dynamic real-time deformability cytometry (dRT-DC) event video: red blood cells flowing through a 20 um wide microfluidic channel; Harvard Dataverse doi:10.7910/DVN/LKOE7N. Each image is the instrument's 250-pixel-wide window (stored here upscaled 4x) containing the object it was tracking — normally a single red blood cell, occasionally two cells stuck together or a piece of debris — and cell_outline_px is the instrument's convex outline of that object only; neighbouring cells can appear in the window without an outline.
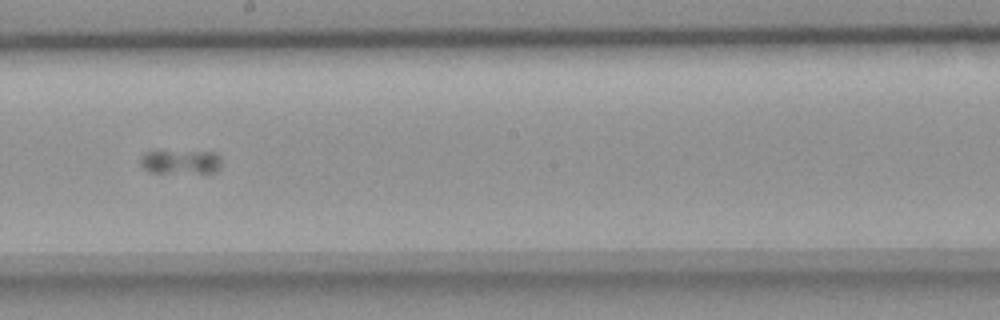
{"species": "common noctule bat (a hibernating species)", "species_latin": "Nyctalus noctula", "temperature_condition": "room temperature", "stored_images_in_passage": 44, "segment_of_instrument_passage": [2, 2], "camera_frame_rate_fps": 3000, "um_per_image_px": 0.085, "animal": {"sex": "female", "body_mass_g": 18.4}, "frame": {"image": 1, "passage_image": 21, "time_ms": 6.667, "image_size_px": [1000, 320], "cell_outline_px": [[220, 168], [216, 172], [148, 172], [140, 164], [140, 156], [144, 152], [216, 152], [220, 156]], "centroid_in_image_um": [15.35, 13.76], "position_along_channel_um": 232.9, "area_um2": 11.16}}
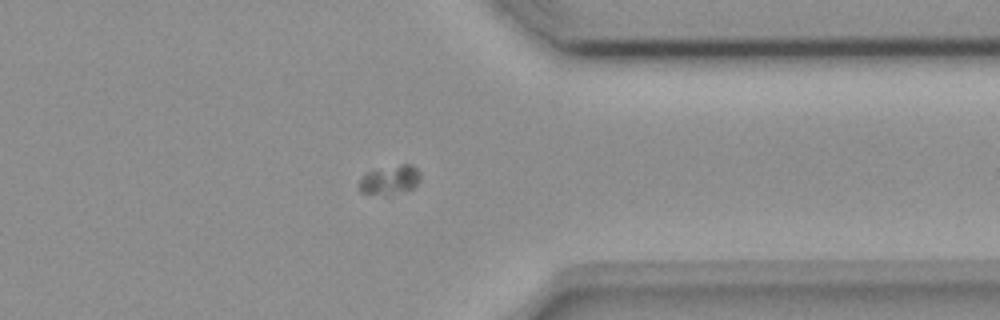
{"frame": {"image": 2, "passage_image": 33, "time_ms": 10.667, "image_size_px": [1000, 320], "cell_outline_px": [[420, 180], [412, 188], [388, 196], [360, 192], [360, 180], [368, 172], [400, 164], [412, 164], [420, 172]], "centroid_in_image_um": [33.17, 15.3], "position_along_channel_um": 378.2, "area_um2": 10.23}}
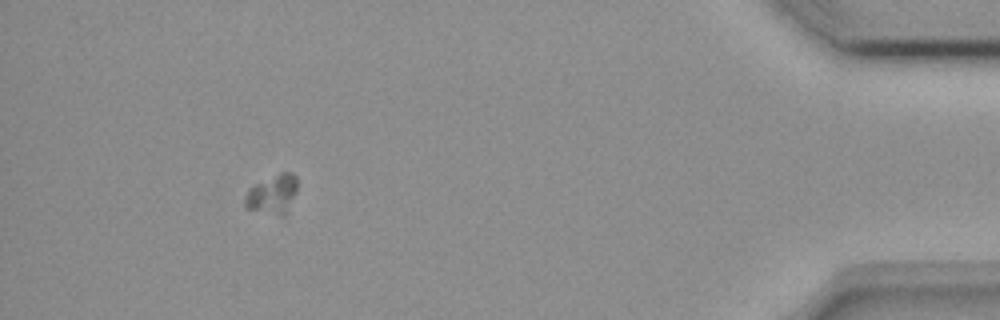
{"frame": {"image": 3, "passage_image": 40, "time_ms": 13.0, "image_size_px": [1000, 320], "cell_outline_px": [[296, 192], [284, 216], [280, 216], [248, 208], [244, 204], [244, 196], [256, 184], [280, 172], [292, 172], [296, 176]], "centroid_in_image_um": [23.18, 16.51], "position_along_channel_um": 412.0, "area_um2": 11.62}}